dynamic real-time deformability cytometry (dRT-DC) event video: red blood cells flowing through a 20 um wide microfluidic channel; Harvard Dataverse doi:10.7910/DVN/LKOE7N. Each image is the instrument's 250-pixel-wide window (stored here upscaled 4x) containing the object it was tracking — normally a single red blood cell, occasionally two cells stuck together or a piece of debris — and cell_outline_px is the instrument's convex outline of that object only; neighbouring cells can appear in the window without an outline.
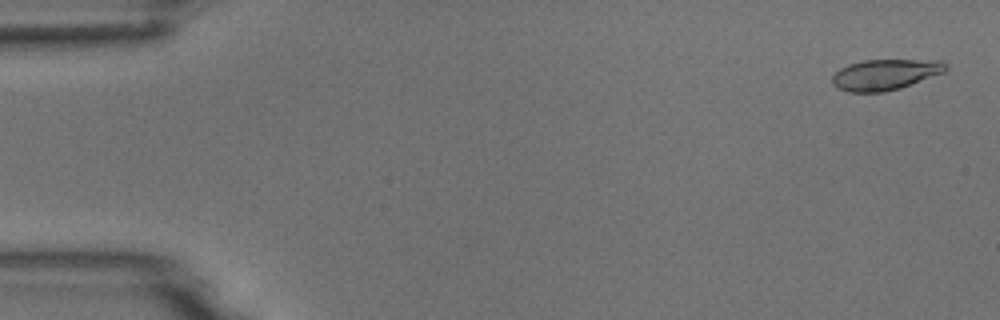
{"species": "common noctule bat (a hibernating species)", "species_latin": "Nyctalus noctula", "temperature_condition": "room temperature", "stored_images_in_passage": 5, "camera_frame_rate_fps": 3000, "um_per_image_px": 0.085, "animal": {"sex": "male", "body_mass_g": 18.8}, "frame": {"image": 1, "passage_image": 1, "time_ms": 0.0, "image_size_px": [1000, 320], "cell_outline_px": [[948, 68], [944, 72], [900, 88], [884, 92], [848, 92], [836, 88], [832, 84], [832, 76], [840, 68], [848, 64], [864, 60], [944, 60], [948, 64]], "centroid_in_image_um": [75.23, 6.33], "position_along_channel_um": 9.8, "area_um2": 20.46}}
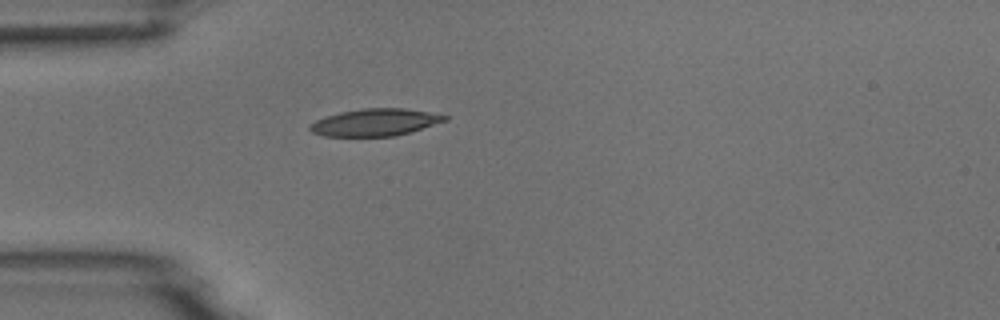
{"frame": {"image": 2, "passage_image": 5, "time_ms": 4.333, "image_size_px": [1000, 320], "cell_outline_px": [[448, 120], [396, 136], [324, 136], [312, 132], [308, 128], [308, 124], [316, 120], [340, 112], [364, 108], [404, 108], [428, 112], [448, 116]], "centroid_in_image_um": [31.86, 10.4], "position_along_channel_um": 53.1, "area_um2": 21.21}}